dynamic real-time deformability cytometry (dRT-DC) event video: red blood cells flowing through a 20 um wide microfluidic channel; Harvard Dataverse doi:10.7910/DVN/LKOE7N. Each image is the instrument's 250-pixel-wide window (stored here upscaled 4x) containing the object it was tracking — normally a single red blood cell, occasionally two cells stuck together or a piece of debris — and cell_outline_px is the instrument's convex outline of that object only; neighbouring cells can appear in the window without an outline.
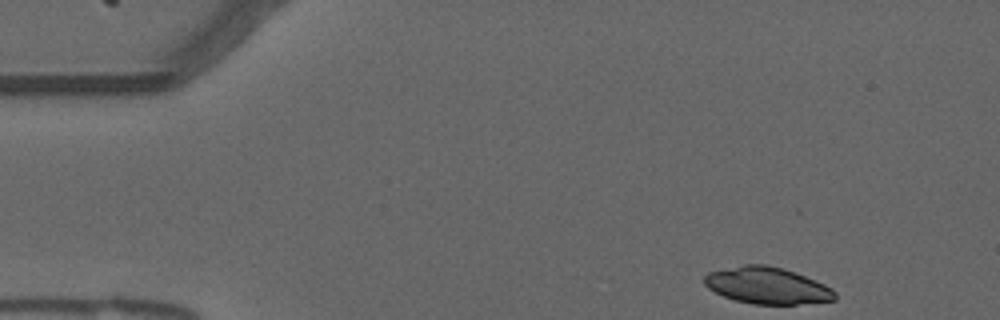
{"species": "common noctule bat (a hibernating species)", "species_latin": "Nyctalus noctula", "temperature_condition": "warm", "stored_images_in_passage": 21, "camera_frame_rate_fps": 3000, "um_per_image_px": 0.085, "animal": {"sex": "male", "forearm_length_mm": 52.5}, "frame": {"image": 1, "passage_image": 1, "time_ms": 0.0, "image_size_px": [1000, 320], "cell_outline_px": [[836, 300], [796, 304], [752, 304], [736, 300], [724, 296], [708, 288], [704, 284], [704, 276], [708, 272], [744, 264], [764, 264], [784, 268], [796, 272], [824, 284], [832, 288], [836, 292]], "centroid_in_image_um": [65.22, 24.26], "position_along_channel_um": 19.8, "area_um2": 27.92}}